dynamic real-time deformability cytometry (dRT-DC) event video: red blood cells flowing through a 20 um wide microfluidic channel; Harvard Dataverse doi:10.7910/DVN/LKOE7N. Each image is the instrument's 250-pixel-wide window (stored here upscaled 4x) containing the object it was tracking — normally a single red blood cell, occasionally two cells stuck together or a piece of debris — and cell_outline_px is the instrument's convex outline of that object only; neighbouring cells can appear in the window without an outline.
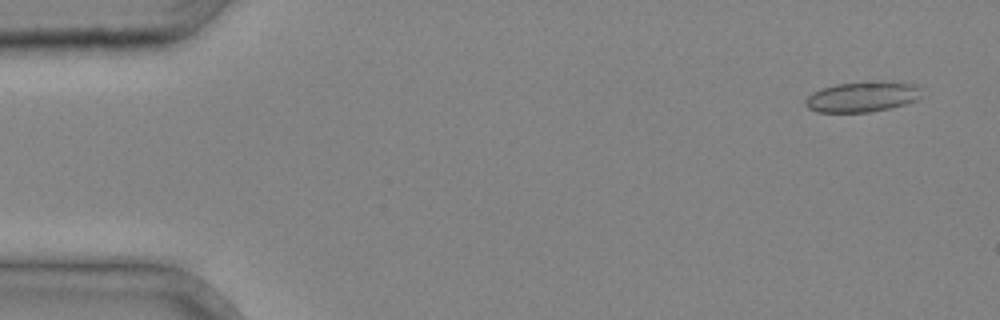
{"species": "common noctule bat (a hibernating species)", "species_latin": "Nyctalus noctula", "temperature_condition": "cold", "stored_images_in_passage": 3, "camera_frame_rate_fps": 3000, "um_per_image_px": 0.085, "animal": {"sex": "male", "body_mass_g": 20.4}, "frame": {"image": 1, "passage_image": 1, "time_ms": 0.0, "image_size_px": [1000, 320], "cell_outline_px": [[924, 96], [916, 100], [904, 104], [888, 108], [868, 112], [816, 112], [808, 108], [804, 104], [804, 100], [812, 92], [820, 88], [836, 84], [876, 80], [880, 80], [920, 84]], "centroid_in_image_um": [73.34, 8.19], "position_along_channel_um": 11.7, "area_um2": 21.15}}